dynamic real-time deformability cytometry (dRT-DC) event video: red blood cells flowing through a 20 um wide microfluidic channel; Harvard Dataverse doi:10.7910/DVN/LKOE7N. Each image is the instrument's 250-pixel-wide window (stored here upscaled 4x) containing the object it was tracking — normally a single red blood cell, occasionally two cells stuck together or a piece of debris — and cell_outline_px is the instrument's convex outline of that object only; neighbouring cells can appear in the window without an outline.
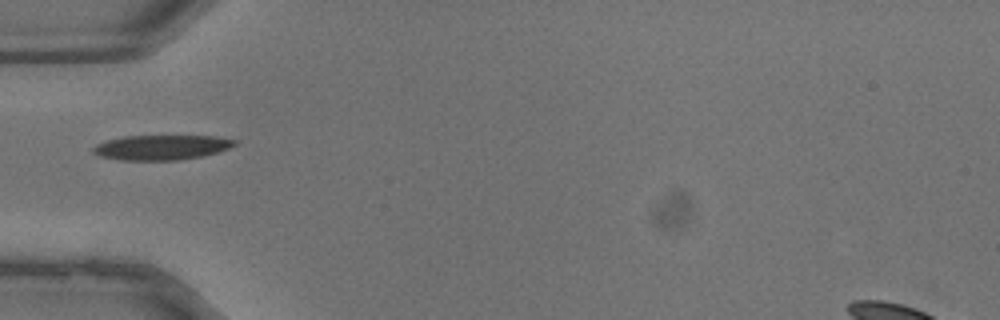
{"species": "common noctule bat (a hibernating species)", "species_latin": "Nyctalus noctula", "temperature_condition": "warm", "stored_images_in_passage": 26, "camera_frame_rate_fps": 3000, "um_per_image_px": 0.085, "animal": {"sex": "male", "body_mass_g": 13.3}, "frame": {"image": 1, "passage_image": 1, "time_ms": 0.0, "image_size_px": [1000, 320], "cell_outline_px": [[236, 144], [228, 148], [216, 152], [200, 156], [176, 160], [120, 160], [96, 156], [92, 152], [92, 148], [96, 144], [108, 140], [124, 136], [216, 136], [236, 140]], "centroid_in_image_um": [13.66, 12.53], "position_along_channel_um": 71.3, "area_um2": 20.4}}
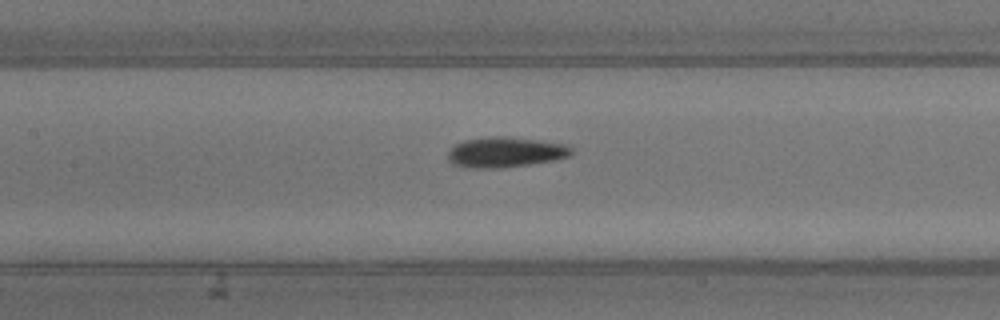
{"frame": {"image": 2, "passage_image": 6, "time_ms": 1.667, "image_size_px": [1000, 320], "cell_outline_px": [[572, 152], [568, 156], [552, 160], [504, 168], [468, 168], [452, 164], [448, 160], [448, 152], [452, 144], [464, 140], [492, 136], [504, 136], [568, 144], [572, 148]], "centroid_in_image_um": [42.89, 12.93], "position_along_channel_um": 164.5, "area_um2": 21.91}}
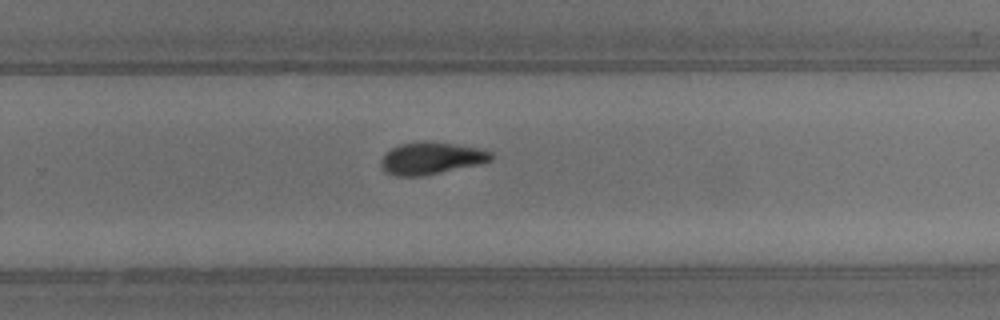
{"frame": {"image": 3, "passage_image": 13, "time_ms": 4.0, "image_size_px": [1000, 320], "cell_outline_px": [[492, 160], [480, 164], [420, 176], [396, 176], [384, 172], [380, 164], [380, 160], [392, 148], [400, 144], [420, 140], [424, 140], [484, 148], [492, 152]], "centroid_in_image_um": [36.66, 13.43], "position_along_channel_um": 293.1, "area_um2": 20.75}}